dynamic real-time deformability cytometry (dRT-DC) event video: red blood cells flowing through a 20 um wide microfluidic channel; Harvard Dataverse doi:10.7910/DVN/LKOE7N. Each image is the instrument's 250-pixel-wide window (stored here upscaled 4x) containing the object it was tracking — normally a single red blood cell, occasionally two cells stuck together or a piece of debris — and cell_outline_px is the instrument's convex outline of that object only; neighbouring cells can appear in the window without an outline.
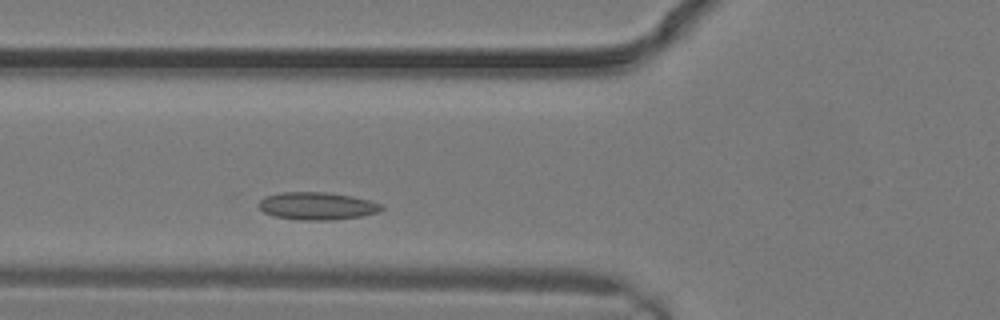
{"species": "common noctule bat (a hibernating species)", "species_latin": "Nyctalus noctula", "temperature_condition": "warm", "stored_images_in_passage": 5, "camera_frame_rate_fps": 3000, "um_per_image_px": 0.085, "animal": {"sex": "male", "body_mass_g": 19.2, "forearm_length_mm": 51.8}, "frame": {"image": 1, "passage_image": 4, "time_ms": 1.0, "image_size_px": [1000, 320], "cell_outline_px": [[384, 208], [380, 212], [364, 216], [332, 220], [300, 220], [276, 216], [264, 212], [260, 208], [260, 200], [264, 196], [280, 192], [328, 192], [352, 196], [384, 204]], "centroid_in_image_um": [27.01, 17.5], "position_along_channel_um": 98.8, "area_um2": 19.88}}